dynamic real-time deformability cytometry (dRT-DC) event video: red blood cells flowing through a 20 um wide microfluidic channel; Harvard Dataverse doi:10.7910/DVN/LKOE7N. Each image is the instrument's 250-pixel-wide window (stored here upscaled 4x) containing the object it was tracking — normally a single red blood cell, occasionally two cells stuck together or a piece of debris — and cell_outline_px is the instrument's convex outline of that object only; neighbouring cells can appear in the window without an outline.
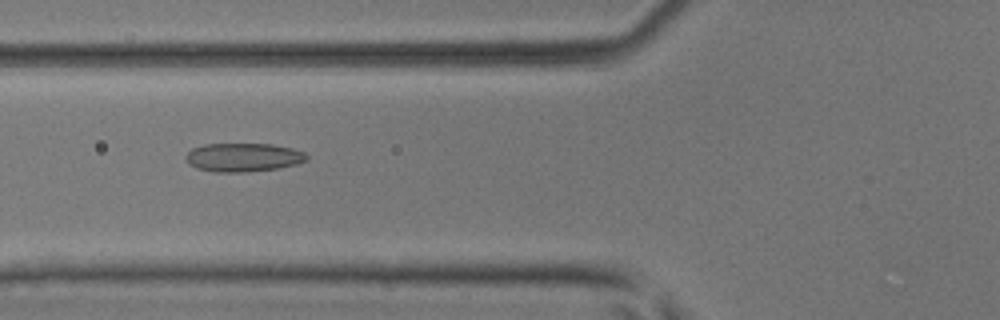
{"species": "common noctule bat (a hibernating species)", "species_latin": "Nyctalus noctula", "temperature_condition": "room temperature", "stored_images_in_passage": 43, "camera_frame_rate_fps": 3000, "um_per_image_px": 0.085, "animal": {"sex": "male", "body_mass_g": 17.9, "forearm_length_mm": 54.2}, "frame": {"image": 1, "passage_image": 12, "time_ms": 3.667, "image_size_px": [1000, 320], "cell_outline_px": [[308, 160], [296, 164], [280, 168], [244, 172], [212, 172], [196, 168], [188, 164], [184, 156], [192, 148], [204, 144], [272, 144], [292, 148], [304, 152], [308, 156]], "centroid_in_image_um": [20.66, 13.38], "position_along_channel_um": 105.1, "area_um2": 20.35}}
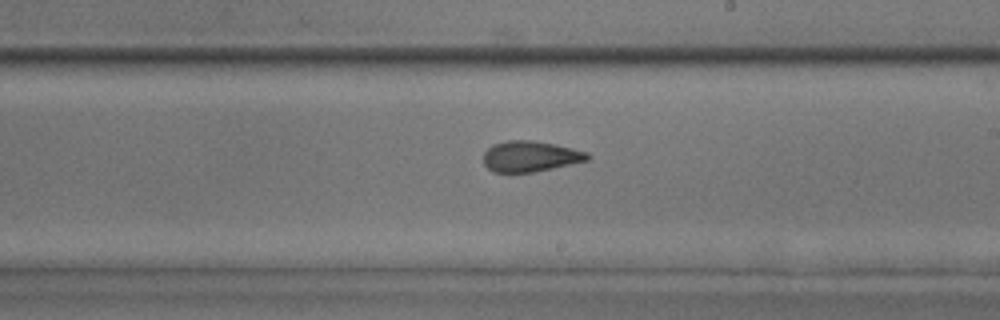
{"frame": {"image": 2, "passage_image": 22, "time_ms": 7.0, "image_size_px": [1000, 320], "cell_outline_px": [[592, 156], [588, 160], [552, 168], [532, 172], [492, 172], [484, 164], [484, 152], [492, 144], [508, 140], [532, 140], [556, 144], [588, 152]], "centroid_in_image_um": [45.08, 13.28], "position_along_channel_um": 243.9, "area_um2": 18.67}}
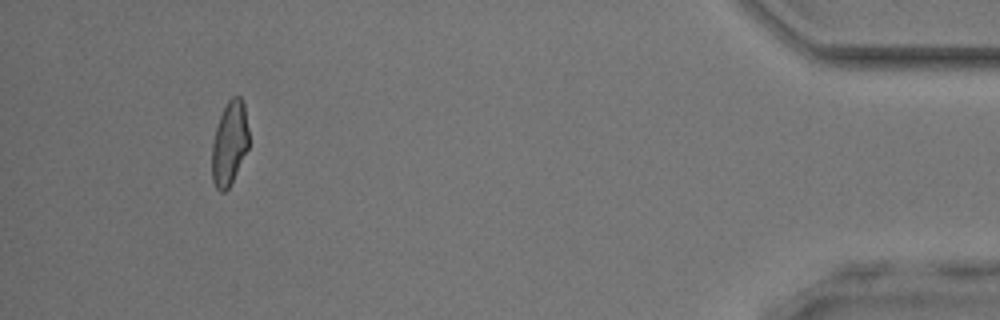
{"frame": {"image": 3, "passage_image": 39, "time_ms": 12.667, "image_size_px": [1000, 320], "cell_outline_px": [[248, 148], [228, 188], [224, 192], [220, 192], [216, 188], [212, 180], [212, 144], [216, 128], [220, 116], [228, 100], [232, 96], [240, 96], [244, 104], [248, 128]], "centroid_in_image_um": [19.5, 12.17], "position_along_channel_um": 415.7, "area_um2": 17.8}, "authors_computed_cell_mechanics": {"area_um2": 19.074, "velocity_mm_per_s": 4.1797, "shape_relaxation_time_tau1_ms": null, "shape_relaxation_time_tau2_ms": 1.8178, "deformation_change_tau1": null, "deformation_change_tau2": 0.0973}}